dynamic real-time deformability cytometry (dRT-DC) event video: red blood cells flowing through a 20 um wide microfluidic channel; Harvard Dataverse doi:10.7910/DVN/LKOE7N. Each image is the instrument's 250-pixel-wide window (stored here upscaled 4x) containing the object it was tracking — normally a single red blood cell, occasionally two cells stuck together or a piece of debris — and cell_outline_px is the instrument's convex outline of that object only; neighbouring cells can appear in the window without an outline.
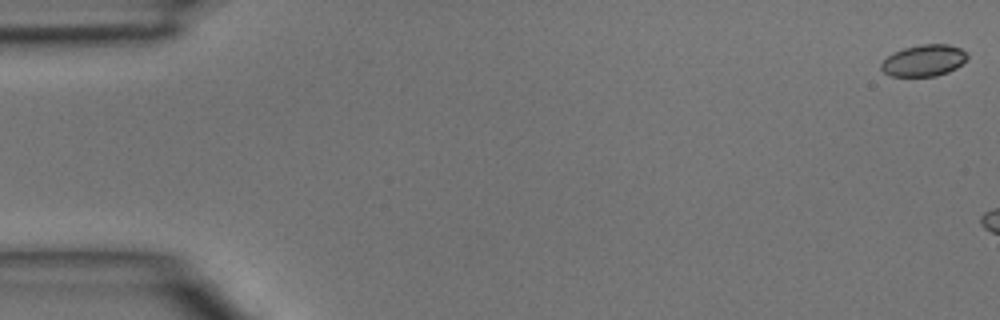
{"species": "common noctule bat (a hibernating species)", "species_latin": "Nyctalus noctula", "temperature_condition": "room temperature", "stored_images_in_passage": 6, "camera_frame_rate_fps": 3000, "um_per_image_px": 0.085, "animal": {"sex": "male", "body_mass_g": 15.6}, "frame": {"image": 1, "passage_image": 1, "time_ms": 0.0, "image_size_px": [1000, 320], "cell_outline_px": [[968, 60], [956, 68], [948, 72], [936, 76], [892, 76], [884, 72], [880, 68], [880, 64], [888, 56], [904, 48], [924, 44], [948, 44], [960, 48], [968, 52]], "centroid_in_image_um": [78.58, 5.14], "position_along_channel_um": 6.4, "area_um2": 15.84}}